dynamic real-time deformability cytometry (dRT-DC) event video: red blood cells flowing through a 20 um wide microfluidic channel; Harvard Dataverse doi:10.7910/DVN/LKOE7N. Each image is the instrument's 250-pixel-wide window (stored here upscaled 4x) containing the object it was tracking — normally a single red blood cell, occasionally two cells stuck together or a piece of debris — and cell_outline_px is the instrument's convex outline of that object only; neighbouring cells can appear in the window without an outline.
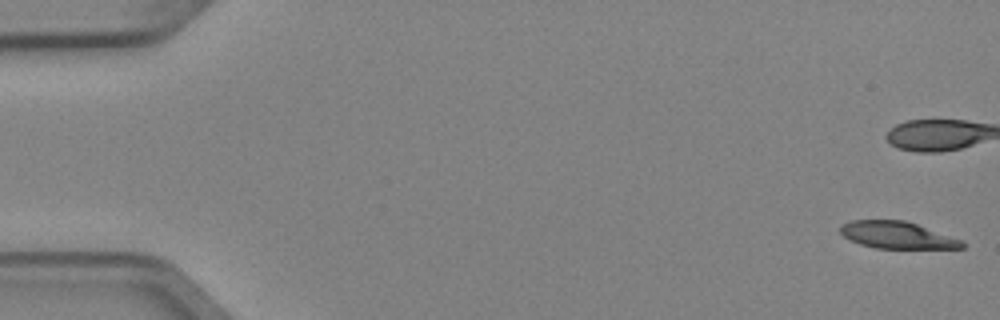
{"species": "Egyptian fruit bat (a non-hibernating species)", "species_latin": "Rousettus aegyptiacus", "temperature_condition": "cold", "stored_images_in_passage": 6, "camera_frame_rate_fps": 3000, "um_per_image_px": 0.085, "animal": {"sex": "female"}, "frame": {"image": 1, "passage_image": 1, "time_ms": 0.0, "image_size_px": [1000, 320], "cell_outline_px": [[964, 248], [876, 248], [860, 244], [844, 236], [840, 232], [840, 224], [852, 220], [904, 220], [964, 240]], "centroid_in_image_um": [76.26, 19.98], "position_along_channel_um": 8.7, "area_um2": 19.02}}